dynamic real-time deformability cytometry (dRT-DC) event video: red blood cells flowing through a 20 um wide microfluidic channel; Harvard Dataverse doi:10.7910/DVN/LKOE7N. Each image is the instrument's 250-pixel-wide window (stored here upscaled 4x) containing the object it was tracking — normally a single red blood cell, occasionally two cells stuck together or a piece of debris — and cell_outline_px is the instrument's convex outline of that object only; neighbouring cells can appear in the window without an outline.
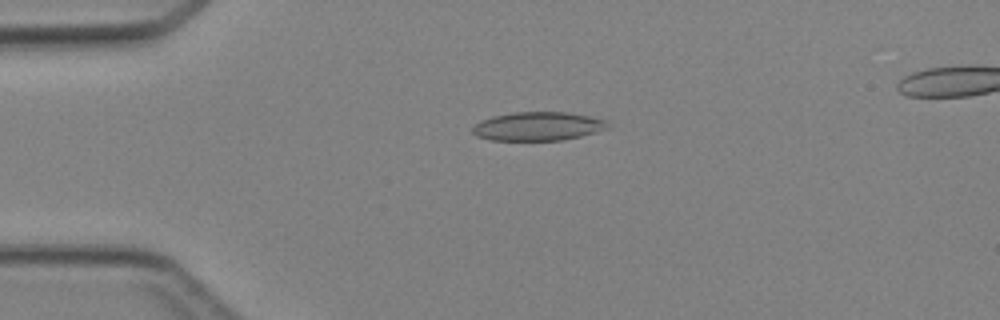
{"species": "Egyptian fruit bat (a non-hibernating species)", "species_latin": "Rousettus aegyptiacus", "temperature_condition": "cold", "stored_images_in_passage": 5, "camera_frame_rate_fps": 3000, "um_per_image_px": 0.085, "animal": {"sex": "female"}, "frame": {"image": 1, "passage_image": 3, "time_ms": 3.0, "image_size_px": [1000, 320], "cell_outline_px": [[612, 128], [564, 140], [492, 140], [476, 136], [472, 132], [472, 128], [480, 120], [492, 116], [512, 112], [568, 112], [608, 120]], "centroid_in_image_um": [45.76, 10.73], "position_along_channel_um": 39.2, "area_um2": 22.83}}
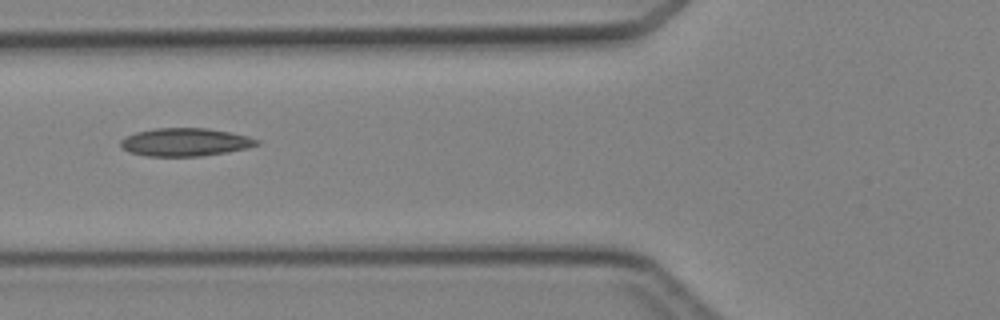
{"frame": {"image": 2, "passage_image": 5, "time_ms": 5.333, "image_size_px": [1000, 320], "cell_outline_px": [[260, 144], [248, 148], [228, 152], [200, 156], [148, 156], [128, 152], [120, 148], [120, 140], [124, 136], [136, 132], [156, 128], [208, 128], [232, 132], [248, 136], [260, 140]], "centroid_in_image_um": [15.74, 12.08], "position_along_channel_um": 110.1, "area_um2": 22.54}}